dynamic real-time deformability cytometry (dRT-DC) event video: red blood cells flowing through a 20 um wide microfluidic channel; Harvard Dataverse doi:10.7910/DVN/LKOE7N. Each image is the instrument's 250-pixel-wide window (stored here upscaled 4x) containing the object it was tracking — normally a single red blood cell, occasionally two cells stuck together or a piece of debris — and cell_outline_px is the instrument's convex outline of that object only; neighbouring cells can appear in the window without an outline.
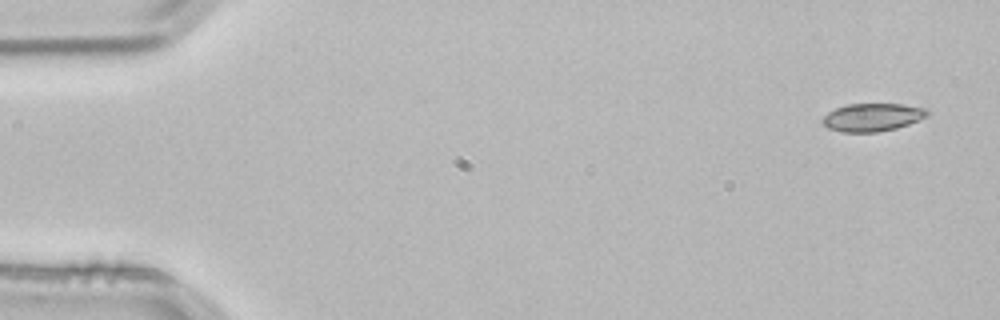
{"species": "common noctule bat (a hibernating species)", "species_latin": "Nyctalus noctula", "temperature_condition": "room temperature", "stored_images_in_passage": 3, "camera_frame_rate_fps": 3000, "um_per_image_px": 0.085, "animal": {"sex": "male", "body_mass_g": 21.5, "forearm_length_mm": 52.0}, "frame": {"image": 1, "passage_image": 1, "time_ms": 0.0, "image_size_px": [1000, 320], "cell_outline_px": [[932, 112], [928, 116], [908, 124], [896, 128], [876, 132], [840, 132], [828, 128], [820, 120], [828, 112], [836, 108], [848, 104], [900, 104], [928, 108]], "centroid_in_image_um": [74.18, 9.96], "position_along_channel_um": 10.8, "area_um2": 17.17}}